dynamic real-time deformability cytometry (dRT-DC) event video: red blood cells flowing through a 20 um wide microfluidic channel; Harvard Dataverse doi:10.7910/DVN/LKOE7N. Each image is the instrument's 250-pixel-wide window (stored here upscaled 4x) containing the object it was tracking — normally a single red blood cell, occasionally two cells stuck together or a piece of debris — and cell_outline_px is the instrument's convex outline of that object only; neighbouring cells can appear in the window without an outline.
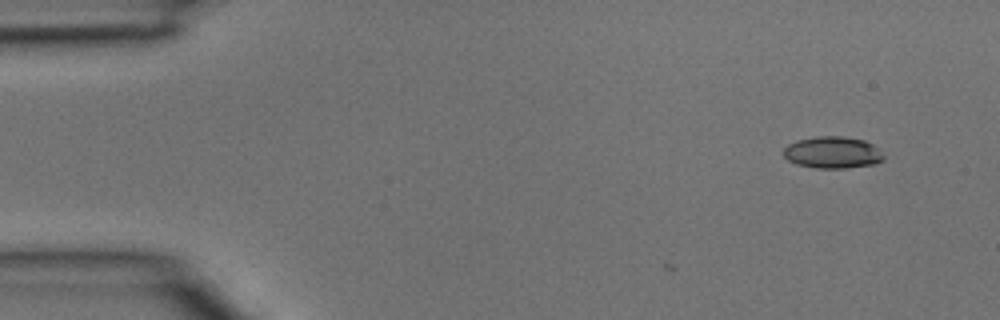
{"species": "common noctule bat (a hibernating species)", "species_latin": "Nyctalus noctula", "temperature_condition": "room temperature", "stored_images_in_passage": 3, "camera_frame_rate_fps": 3000, "um_per_image_px": 0.085, "animal": {"sex": "male", "body_mass_g": 15.6}, "frame": {"image": 1, "passage_image": 1, "time_ms": 0.0, "image_size_px": [1000, 320], "cell_outline_px": [[884, 160], [876, 164], [844, 168], [816, 168], [796, 164], [788, 160], [784, 156], [784, 148], [788, 144], [796, 140], [816, 136], [844, 136], [864, 140], [872, 144], [884, 156]], "centroid_in_image_um": [70.76, 12.96], "position_along_channel_um": 14.2, "area_um2": 18.61}}
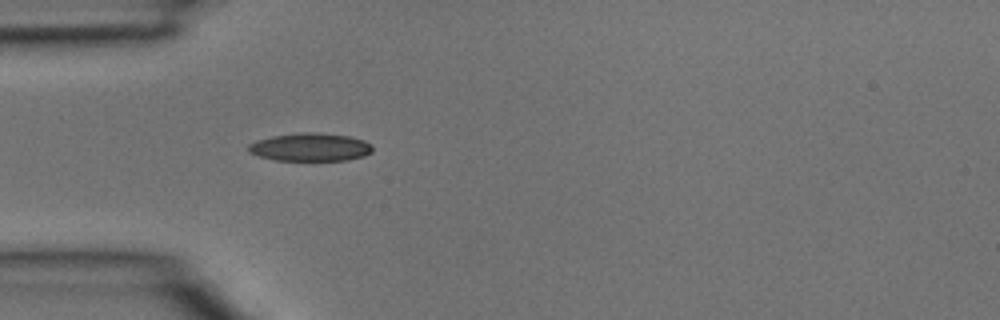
{"frame": {"image": 2, "passage_image": 3, "time_ms": 0.667, "image_size_px": [1000, 320], "cell_outline_px": [[372, 152], [364, 156], [348, 160], [276, 160], [260, 156], [248, 152], [248, 144], [256, 140], [272, 136], [300, 132], [320, 132], [348, 136], [364, 140], [372, 144]], "centroid_in_image_um": [26.38, 12.49], "position_along_channel_um": 58.6, "area_um2": 20.4}}